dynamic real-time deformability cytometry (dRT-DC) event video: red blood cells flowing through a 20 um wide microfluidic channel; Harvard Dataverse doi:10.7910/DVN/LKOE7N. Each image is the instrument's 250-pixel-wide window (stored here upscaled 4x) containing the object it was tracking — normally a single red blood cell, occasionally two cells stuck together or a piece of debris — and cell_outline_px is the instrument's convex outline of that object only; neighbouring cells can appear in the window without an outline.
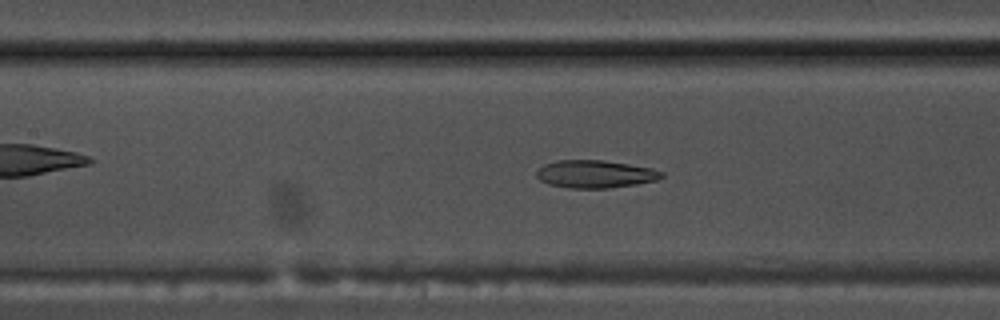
{"species": "common noctule bat (a hibernating species)", "species_latin": "Nyctalus noctula", "temperature_condition": "warm", "stored_images_in_passage": 54, "camera_frame_rate_fps": 3000, "um_per_image_px": 0.085, "animal": {"sex": "male", "body_mass_g": 17.5, "forearm_length_mm": 52.3}, "frame": {"image": 1, "passage_image": 24, "time_ms": 7.667, "image_size_px": [1000, 320], "cell_outline_px": [[664, 176], [656, 180], [636, 184], [608, 188], [568, 188], [548, 184], [540, 180], [536, 176], [536, 172], [544, 164], [556, 160], [600, 160], [628, 164], [652, 168], [664, 172]], "centroid_in_image_um": [50.58, 14.79], "position_along_channel_um": 156.8, "area_um2": 20.17}}
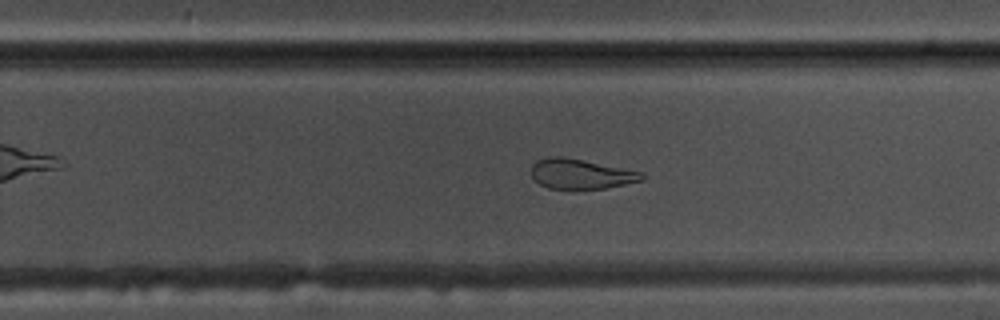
{"frame": {"image": 2, "passage_image": 34, "time_ms": 11.0, "image_size_px": [1000, 320], "cell_outline_px": [[648, 176], [644, 180], [608, 188], [572, 192], [548, 188], [540, 184], [532, 176], [532, 164], [536, 160], [548, 156], [564, 156], [640, 172]], "centroid_in_image_um": [49.35, 14.83], "position_along_channel_um": 280.4, "area_um2": 20.0}}
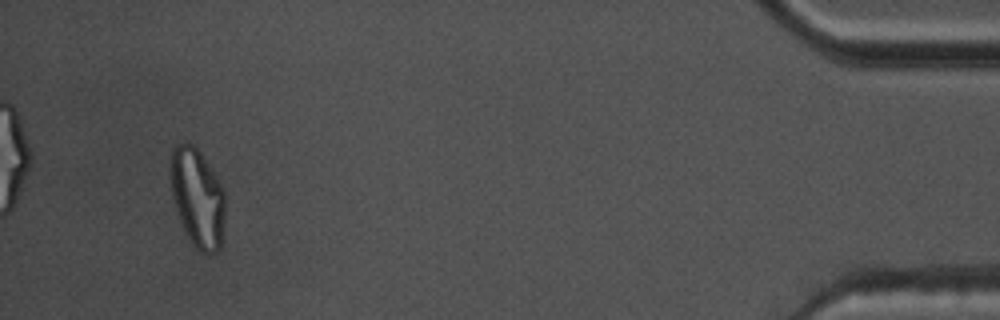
{"frame": {"image": 3, "passage_image": 51, "time_ms": 16.667, "image_size_px": [1000, 320], "cell_outline_px": [[224, 220], [220, 248], [212, 256], [208, 256], [200, 252], [192, 244], [180, 220], [172, 196], [168, 172], [168, 168], [172, 148], [176, 144], [184, 140], [192, 144], [200, 152], [220, 184], [224, 192]], "centroid_in_image_um": [16.74, 16.79], "position_along_channel_um": 418.5, "area_um2": 31.73}, "authors_computed_cell_mechanics": {"area_um2": 23.9003, "velocity_mm_per_s": 3.7213, "shape_relaxation_time_tau1_ms": null, "shape_relaxation_time_tau2_ms": 3.5246, "deformation_change_tau1": null, "deformation_change_tau2": 0.1112}}